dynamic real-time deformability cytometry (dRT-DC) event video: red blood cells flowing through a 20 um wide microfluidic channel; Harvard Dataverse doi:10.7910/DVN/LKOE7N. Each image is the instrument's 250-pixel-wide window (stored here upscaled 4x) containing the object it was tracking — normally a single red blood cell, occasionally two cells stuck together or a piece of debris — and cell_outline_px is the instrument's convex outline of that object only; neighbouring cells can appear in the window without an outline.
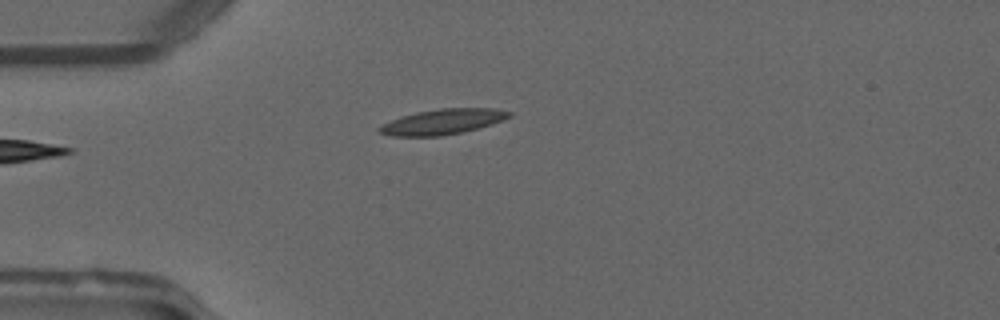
{"species": "common noctule bat (a hibernating species)", "species_latin": "Nyctalus noctula", "temperature_condition": "warm", "stored_images_in_passage": 32, "camera_frame_rate_fps": 3000, "um_per_image_px": 0.085, "animal": {"sex": "male", "forearm_length_mm": 52.5}, "frame": {"image": 1, "passage_image": 1, "time_ms": 0.0, "image_size_px": [1000, 320], "cell_outline_px": [[512, 116], [476, 128], [460, 132], [440, 136], [392, 136], [380, 132], [376, 128], [380, 124], [400, 116], [416, 112], [440, 108], [496, 108], [512, 112]], "centroid_in_image_um": [37.55, 10.33], "position_along_channel_um": 47.4, "area_um2": 19.02}}
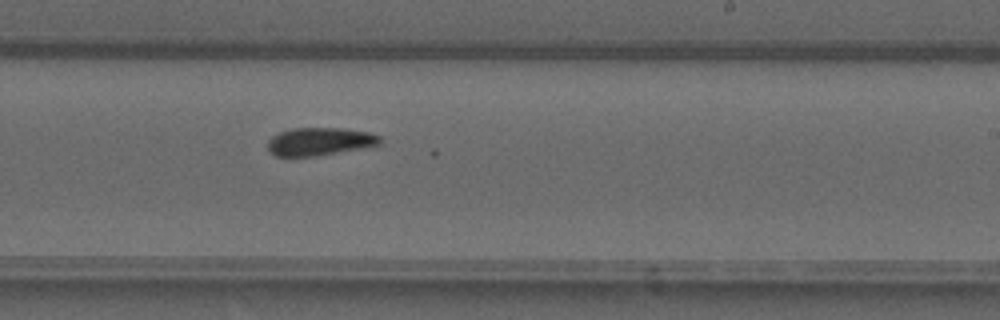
{"frame": {"image": 2, "passage_image": 18, "time_ms": 5.667, "image_size_px": [1000, 320], "cell_outline_px": [[380, 144], [316, 156], [276, 156], [268, 152], [268, 140], [272, 136], [280, 132], [292, 128], [344, 128], [372, 132], [380, 136]], "centroid_in_image_um": [27.15, 12.02], "position_along_channel_um": 261.9, "area_um2": 18.21}}
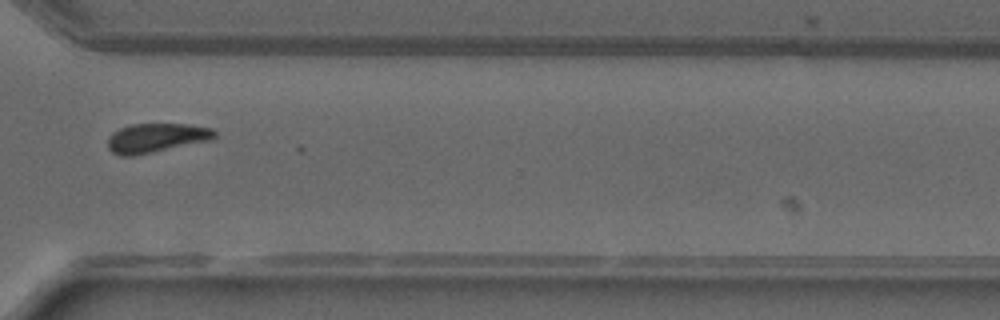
{"frame": {"image": 3, "passage_image": 25, "time_ms": 8.0, "image_size_px": [1000, 320], "cell_outline_px": [[216, 136], [212, 140], [132, 156], [120, 156], [112, 152], [108, 148], [108, 136], [112, 132], [120, 128], [132, 124], [188, 124], [212, 128], [216, 132]], "centroid_in_image_um": [13.27, 11.72], "position_along_channel_um": 357.3, "area_um2": 18.21}, "authors_computed_cell_mechanics": {"area_um2": 18.6405, "velocity_mm_per_s": 4.078, "shape_relaxation_time_tau1_ms": 11.3669, "shape_relaxation_time_tau2_ms": 7.8692, "deformation_change_tau1": 0.2383, "deformation_change_tau2": 0.1286}}